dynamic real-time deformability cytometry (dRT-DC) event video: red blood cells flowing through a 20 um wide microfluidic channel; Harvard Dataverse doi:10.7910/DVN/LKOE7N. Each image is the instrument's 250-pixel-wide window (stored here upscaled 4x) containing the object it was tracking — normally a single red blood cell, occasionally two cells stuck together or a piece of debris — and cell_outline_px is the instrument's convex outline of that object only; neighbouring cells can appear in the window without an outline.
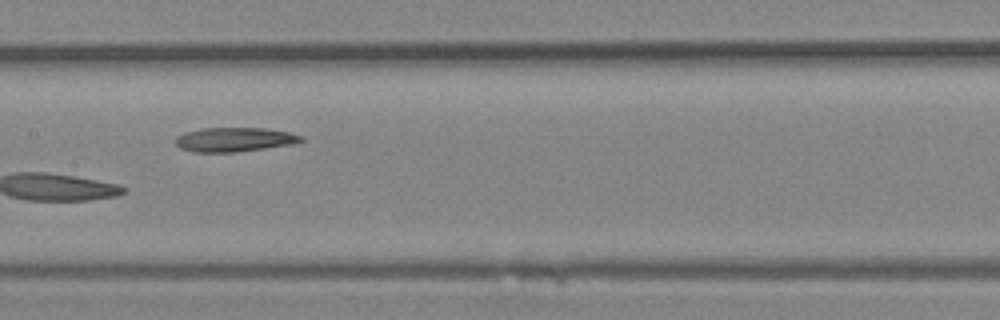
{"species": "Egyptian fruit bat (a non-hibernating species)", "species_latin": "Rousettus aegyptiacus", "temperature_condition": "room temperature", "stored_images_in_passage": 27, "camera_frame_rate_fps": 3000, "um_per_image_px": 0.085, "animal": {"sex": "female"}, "frame": {"image": 1, "passage_image": 12, "time_ms": 3.667, "image_size_px": [1000, 320], "cell_outline_px": [[304, 140], [292, 144], [236, 152], [192, 152], [180, 148], [176, 144], [176, 136], [184, 132], [204, 128], [268, 128], [288, 132], [304, 136]], "centroid_in_image_um": [19.92, 11.86], "position_along_channel_um": 187.5, "area_um2": 17.74}}
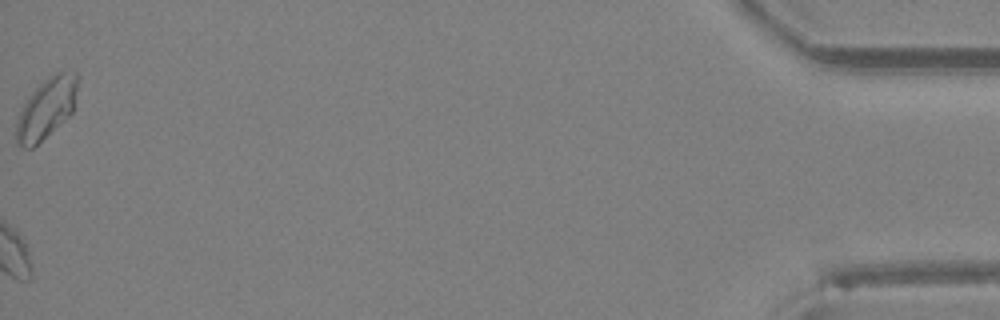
{"frame": {"image": 2, "passage_image": 27, "time_ms": 8.667, "image_size_px": [1000, 320], "cell_outline_px": [[76, 92], [72, 112], [68, 116], [32, 148], [24, 148], [16, 144], [16, 120], [28, 96], [48, 76], [56, 72], [76, 72]], "centroid_in_image_um": [3.9, 9.22], "position_along_channel_um": 431.3, "area_um2": 21.1}}